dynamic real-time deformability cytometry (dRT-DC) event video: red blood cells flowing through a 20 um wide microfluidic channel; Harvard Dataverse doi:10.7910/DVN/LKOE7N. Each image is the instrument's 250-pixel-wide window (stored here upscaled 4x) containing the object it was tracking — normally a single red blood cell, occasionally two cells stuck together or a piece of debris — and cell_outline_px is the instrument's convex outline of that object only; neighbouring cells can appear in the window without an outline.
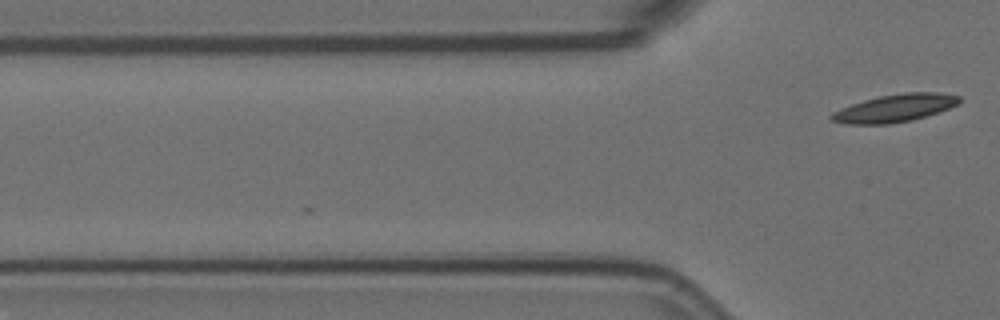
{"species": "Egyptian fruit bat (a non-hibernating species)", "species_latin": "Rousettus aegyptiacus", "temperature_condition": "room temperature", "stored_images_in_passage": 3, "camera_frame_rate_fps": 3000, "um_per_image_px": 0.085, "animal": {"sex": "female"}, "frame": {"image": 1, "passage_image": 3, "time_ms": 0.667, "image_size_px": [1000, 320], "cell_outline_px": [[960, 104], [912, 120], [888, 124], [844, 124], [828, 120], [828, 116], [832, 112], [852, 104], [864, 100], [880, 96], [904, 92], [940, 92], [960, 96]], "centroid_in_image_um": [76.03, 9.19], "position_along_channel_um": 49.8, "area_um2": 20.63}}